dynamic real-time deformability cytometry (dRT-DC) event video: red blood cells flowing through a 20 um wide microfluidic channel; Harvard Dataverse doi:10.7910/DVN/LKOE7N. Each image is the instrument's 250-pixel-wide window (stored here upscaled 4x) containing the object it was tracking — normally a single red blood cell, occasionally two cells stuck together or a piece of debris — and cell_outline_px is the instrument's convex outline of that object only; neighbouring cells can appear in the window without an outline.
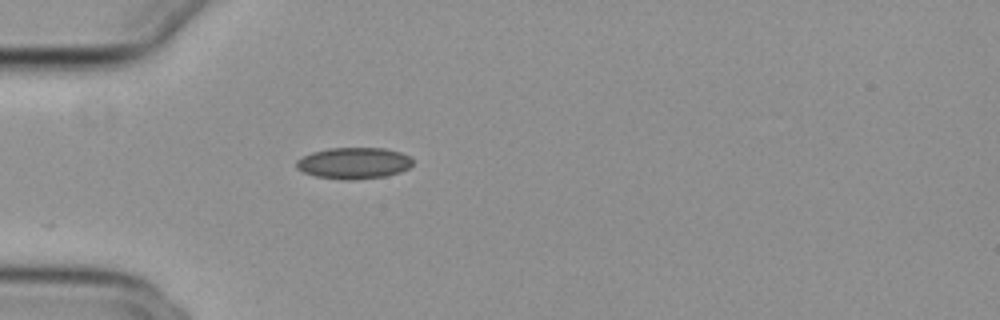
{"species": "common noctule bat (a hibernating species)", "species_latin": "Nyctalus noctula", "temperature_condition": "cold", "stored_images_in_passage": 28, "camera_frame_rate_fps": 3000, "um_per_image_px": 0.085, "animal": {"sex": "female", "body_mass_g": 29.2, "forearm_length_mm": 56.3}, "frame": {"image": 1, "passage_image": 1, "time_ms": 0.0, "image_size_px": [1000, 320], "cell_outline_px": [[412, 164], [408, 168], [400, 172], [384, 176], [352, 180], [344, 180], [316, 176], [304, 172], [296, 168], [296, 160], [312, 152], [328, 148], [384, 148], [400, 152], [408, 156], [412, 160]], "centroid_in_image_um": [30.06, 13.86], "position_along_channel_um": 54.9, "area_um2": 21.15}}
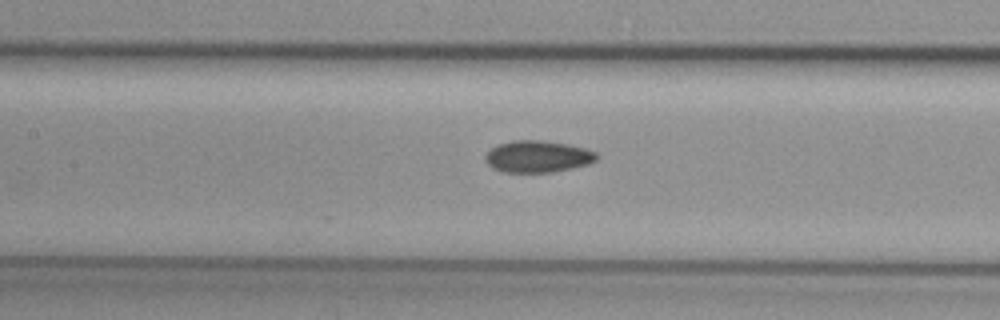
{"frame": {"image": 2, "passage_image": 10, "time_ms": 3.0, "image_size_px": [1000, 320], "cell_outline_px": [[596, 160], [588, 164], [552, 172], [500, 172], [492, 168], [484, 160], [484, 156], [492, 148], [500, 144], [512, 140], [540, 140], [568, 144], [584, 148], [596, 152]], "centroid_in_image_um": [45.66, 13.31], "position_along_channel_um": 161.7, "area_um2": 20.52}}
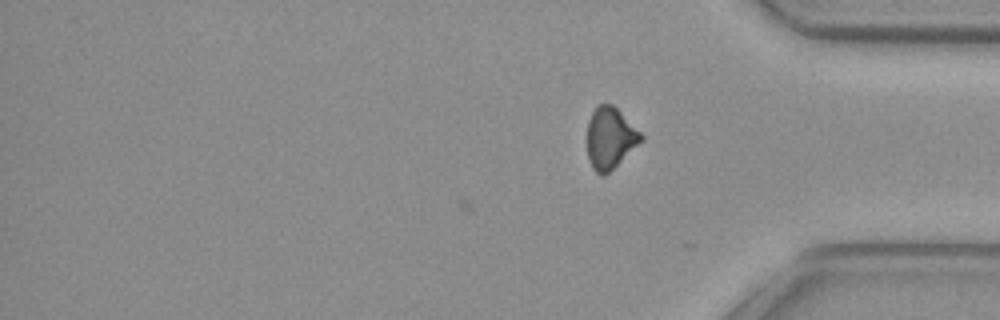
{"frame": {"image": 3, "passage_image": 28, "time_ms": 9.0, "image_size_px": [1000, 320], "cell_outline_px": [[644, 136], [604, 176], [600, 176], [592, 168], [588, 160], [588, 120], [596, 104], [612, 104]], "centroid_in_image_um": [51.8, 11.71], "position_along_channel_um": 383.4, "area_um2": 18.61}, "authors_computed_cell_mechanics": {"area_um2": 20.3167, "velocity_mm_per_s": 3.8528, "shape_relaxation_time_tau1_ms": 9.3523, "shape_relaxation_time_tau2_ms": 3.8448, "deformation_change_tau1": 0.1278, "deformation_change_tau2": 0.083}}